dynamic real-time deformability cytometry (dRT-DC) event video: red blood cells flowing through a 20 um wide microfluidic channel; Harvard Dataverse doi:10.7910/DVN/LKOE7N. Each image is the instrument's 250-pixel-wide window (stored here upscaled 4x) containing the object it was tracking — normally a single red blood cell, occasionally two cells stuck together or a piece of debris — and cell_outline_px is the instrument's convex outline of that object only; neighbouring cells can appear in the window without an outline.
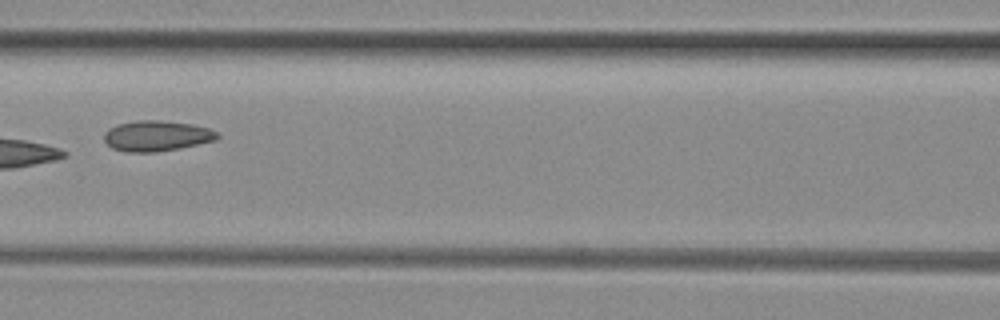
{"species": "common noctule bat (a hibernating species)", "species_latin": "Nyctalus noctula", "temperature_condition": "room temperature", "stored_images_in_passage": 8, "camera_frame_rate_fps": 3000, "um_per_image_px": 0.085, "animal": {"sex": "female", "body_mass_g": 29.2, "forearm_length_mm": 56.3}, "frame": {"image": 1, "passage_image": 7, "time_ms": 2.0, "image_size_px": [1000, 320], "cell_outline_px": [[220, 136], [216, 140], [176, 148], [152, 152], [124, 152], [112, 148], [104, 140], [104, 132], [108, 128], [120, 124], [136, 120], [160, 120], [192, 124], [208, 128], [216, 132]], "centroid_in_image_um": [13.28, 11.54], "position_along_channel_um": 153.3, "area_um2": 19.94}}
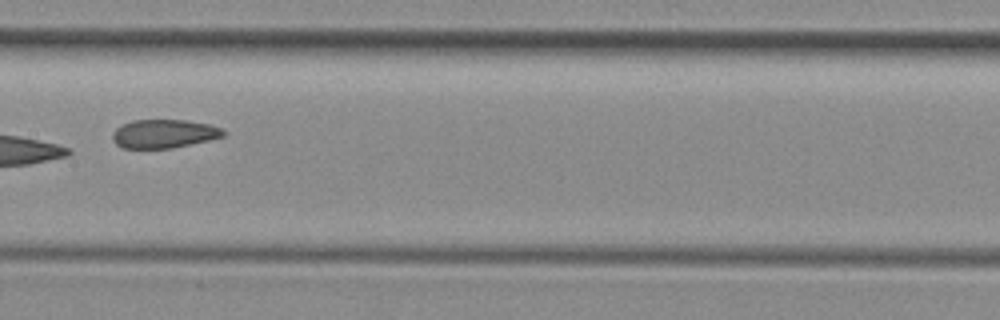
{"frame": {"image": 2, "passage_image": 8, "time_ms": 2.333, "image_size_px": [1000, 320], "cell_outline_px": [[224, 136], [208, 140], [172, 148], [124, 148], [116, 144], [112, 140], [112, 132], [120, 124], [132, 120], [188, 120], [208, 124], [224, 128]], "centroid_in_image_um": [13.91, 11.36], "position_along_channel_um": 193.5, "area_um2": 18.55}}